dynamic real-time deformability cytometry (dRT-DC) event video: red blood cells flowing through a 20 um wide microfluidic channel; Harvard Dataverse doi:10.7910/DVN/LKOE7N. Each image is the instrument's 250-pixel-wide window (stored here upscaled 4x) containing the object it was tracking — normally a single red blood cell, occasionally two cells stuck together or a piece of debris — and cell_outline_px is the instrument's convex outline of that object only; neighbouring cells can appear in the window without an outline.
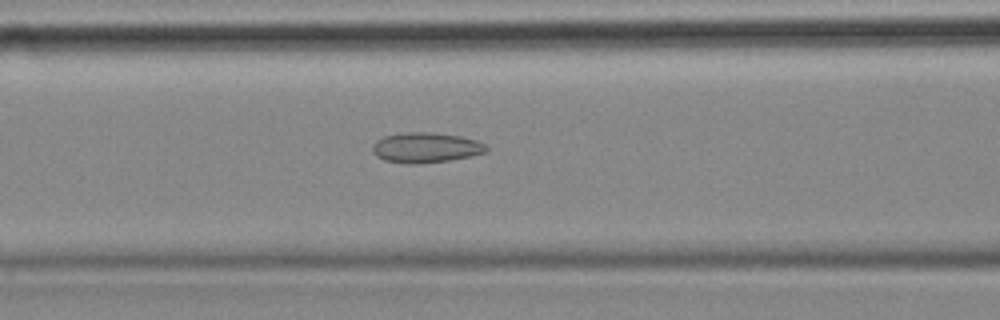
{"species": "common noctule bat (a hibernating species)", "species_latin": "Nyctalus noctula", "temperature_condition": "cold", "stored_images_in_passage": 33, "camera_frame_rate_fps": 3000, "um_per_image_px": 0.085, "animal": {"sex": "female", "body_mass_g": 18.4}, "frame": {"image": 1, "passage_image": 10, "time_ms": 3.0, "image_size_px": [1000, 320], "cell_outline_px": [[488, 152], [472, 156], [448, 160], [416, 164], [408, 164], [384, 160], [376, 156], [372, 152], [372, 148], [376, 140], [384, 136], [408, 132], [432, 132], [460, 136], [476, 140], [484, 144], [488, 148]], "centroid_in_image_um": [36.19, 12.55], "position_along_channel_um": 130.4, "area_um2": 20.06}}
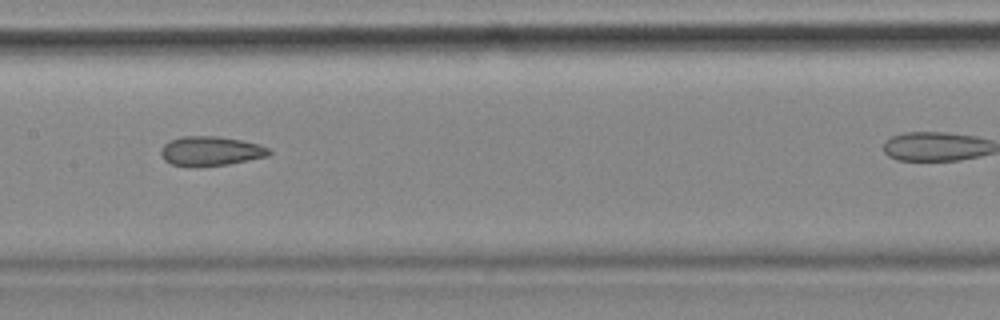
{"frame": {"image": 2, "passage_image": 15, "time_ms": 4.667, "image_size_px": [1000, 320], "cell_outline_px": [[272, 152], [268, 156], [228, 164], [188, 168], [172, 164], [164, 160], [160, 152], [160, 148], [164, 144], [172, 140], [184, 136], [216, 136], [240, 140], [260, 144], [268, 148]], "centroid_in_image_um": [17.88, 12.86], "position_along_channel_um": 189.5, "area_um2": 18.67}}